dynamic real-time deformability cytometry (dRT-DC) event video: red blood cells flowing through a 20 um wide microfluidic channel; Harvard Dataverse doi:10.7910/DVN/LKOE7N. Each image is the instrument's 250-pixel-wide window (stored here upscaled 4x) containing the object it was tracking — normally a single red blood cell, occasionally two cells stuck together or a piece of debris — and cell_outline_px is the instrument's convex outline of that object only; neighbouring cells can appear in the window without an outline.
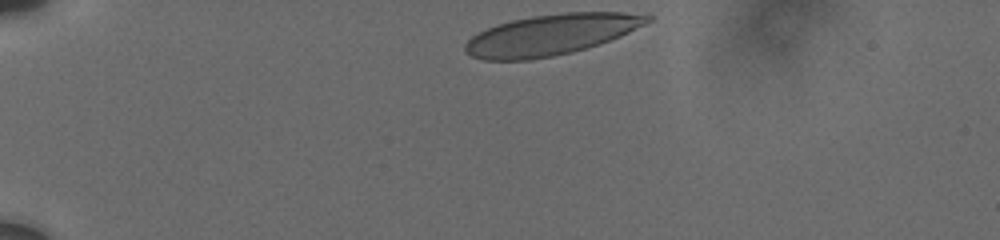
{"species": "human", "species_latin": "Homo sapiens", "temperature_condition": "cold", "stored_images_in_passage": 39, "camera_frame_rate_fps": 3000, "um_per_image_px": 0.085, "donor": {"sex": "male"}, "frame": {"image": 1, "passage_image": 1, "time_ms": 0.0, "image_size_px": [1000, 240], "cell_outline_px": [[652, 20], [620, 36], [600, 44], [572, 52], [552, 56], [528, 60], [484, 60], [472, 56], [464, 52], [464, 44], [472, 36], [496, 24], [512, 20], [532, 16], [564, 12], [648, 12], [652, 16]], "centroid_in_image_um": [46.87, 2.94], "position_along_channel_um": 38.1, "area_um2": 43.47}}
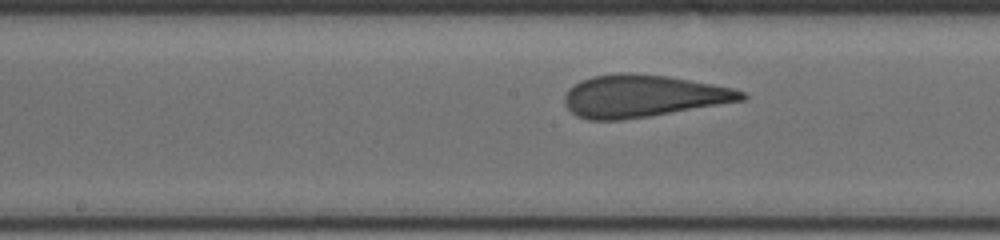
{"frame": {"image": 2, "passage_image": 19, "time_ms": 6.0, "image_size_px": [1000, 240], "cell_outline_px": [[748, 96], [744, 100], [648, 116], [620, 120], [588, 120], [576, 116], [564, 104], [564, 96], [568, 88], [580, 80], [592, 76], [620, 72], [632, 72], [668, 76], [736, 88], [744, 92]], "centroid_in_image_um": [54.61, 8.15], "position_along_channel_um": 193.6, "area_um2": 43.75}}
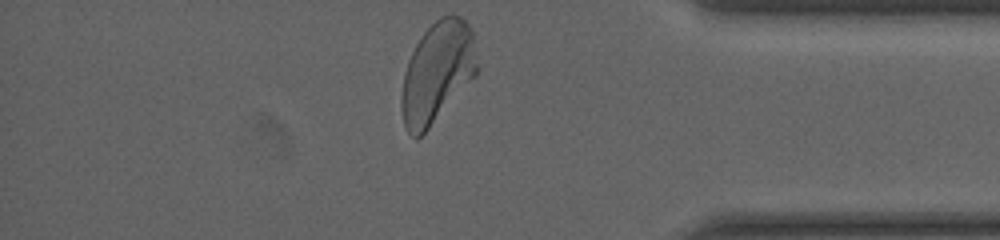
{"frame": {"image": 3, "passage_image": 38, "time_ms": 12.0, "image_size_px": [1000, 240], "cell_outline_px": [[476, 76], [428, 128], [416, 140], [404, 128], [400, 108], [400, 100], [404, 72], [408, 60], [416, 44], [424, 32], [440, 16], [452, 12], [460, 16], [468, 24], [472, 32], [476, 64]], "centroid_in_image_um": [37.13, 6.15], "position_along_channel_um": 398.1, "area_um2": 44.27}, "authors_computed_cell_mechanics": {"area_um2": 43.7546, "velocity_mm_per_s": 3.7127, "shape_relaxation_time_tau1_ms": 8.5696, "shape_relaxation_time_tau2_ms": null, "deformation_change_tau1": 0.234, "deformation_change_tau2": null}}